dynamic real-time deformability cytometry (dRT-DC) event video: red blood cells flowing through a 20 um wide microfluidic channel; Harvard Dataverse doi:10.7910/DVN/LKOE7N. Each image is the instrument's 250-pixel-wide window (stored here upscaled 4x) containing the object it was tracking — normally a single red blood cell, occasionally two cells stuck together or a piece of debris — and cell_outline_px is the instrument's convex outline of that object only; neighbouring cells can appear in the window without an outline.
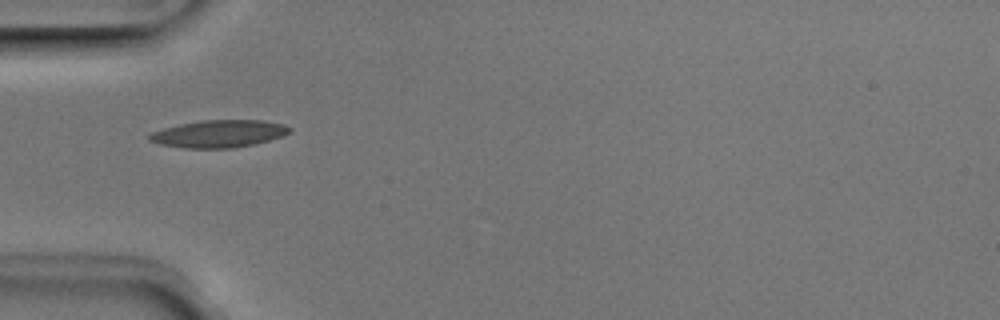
{"species": "Egyptian fruit bat (a non-hibernating species)", "species_latin": "Rousettus aegyptiacus", "temperature_condition": "room temperature", "stored_images_in_passage": 6, "camera_frame_rate_fps": 3000, "um_per_image_px": 0.085, "animal": {"sex": "male"}, "frame": {"image": 1, "passage_image": 4, "time_ms": 1.0, "image_size_px": [1000, 320], "cell_outline_px": [[292, 128], [288, 132], [280, 136], [268, 140], [252, 144], [232, 148], [184, 148], [160, 144], [148, 140], [148, 136], [152, 132], [164, 128], [180, 124], [200, 120], [264, 120], [284, 124]], "centroid_in_image_um": [18.57, 11.36], "position_along_channel_um": 66.4, "area_um2": 22.2}}
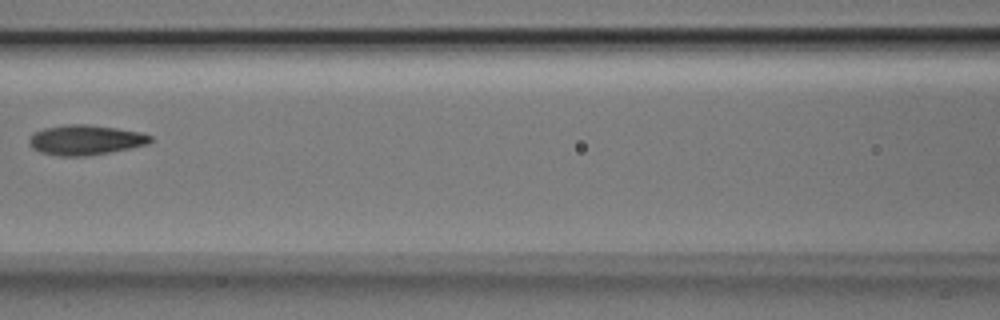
{"frame": {"image": 2, "passage_image": 6, "time_ms": 1.667, "image_size_px": [1000, 320], "cell_outline_px": [[152, 140], [148, 144], [108, 152], [84, 156], [60, 156], [40, 152], [32, 148], [28, 140], [32, 132], [44, 128], [64, 124], [84, 124], [116, 128], [140, 132], [152, 136]], "centroid_in_image_um": [7.21, 11.88], "position_along_channel_um": 159.4, "area_um2": 21.1}}